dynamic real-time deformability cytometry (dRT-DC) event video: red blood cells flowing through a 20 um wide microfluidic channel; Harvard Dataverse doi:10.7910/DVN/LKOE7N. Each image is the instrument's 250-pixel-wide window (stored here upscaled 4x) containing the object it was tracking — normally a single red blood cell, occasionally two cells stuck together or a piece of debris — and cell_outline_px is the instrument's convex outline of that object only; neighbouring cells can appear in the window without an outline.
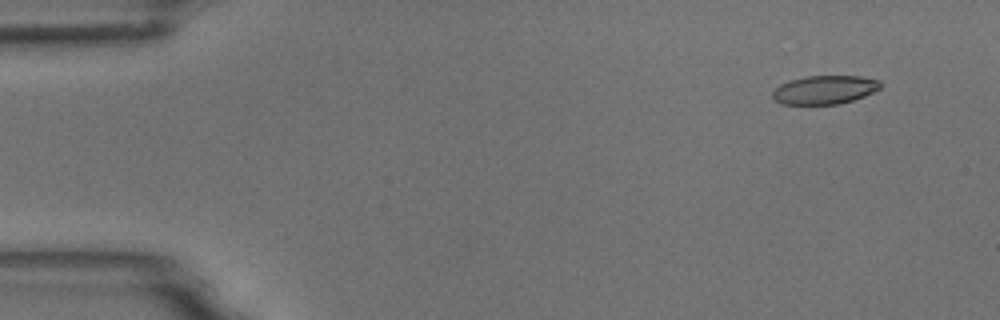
{"species": "common noctule bat (a hibernating species)", "species_latin": "Nyctalus noctula", "temperature_condition": "room temperature", "stored_images_in_passage": 5, "camera_frame_rate_fps": 3000, "um_per_image_px": 0.085, "animal": {"sex": "male", "body_mass_g": 18.8}, "frame": {"image": 1, "passage_image": 2, "time_ms": 0.333, "image_size_px": [1000, 320], "cell_outline_px": [[884, 84], [880, 88], [864, 96], [840, 104], [784, 104], [776, 100], [772, 96], [772, 92], [780, 84], [804, 76], [860, 76], [880, 80]], "centroid_in_image_um": [70.13, 7.62], "position_along_channel_um": 14.9, "area_um2": 17.92}}
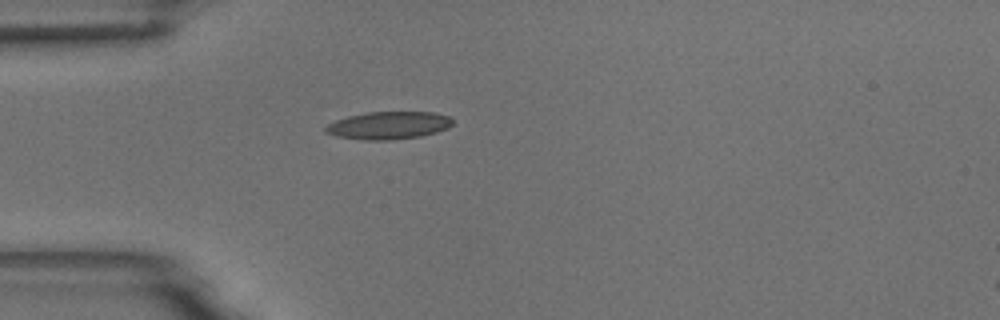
{"frame": {"image": 2, "passage_image": 5, "time_ms": 1.333, "image_size_px": [1000, 320], "cell_outline_px": [[452, 124], [448, 128], [436, 132], [420, 136], [392, 140], [364, 140], [336, 136], [324, 132], [324, 128], [328, 124], [336, 120], [348, 116], [368, 112], [432, 112], [448, 116], [452, 120]], "centroid_in_image_um": [33.01, 10.66], "position_along_channel_um": 52.0, "area_um2": 20.4}}